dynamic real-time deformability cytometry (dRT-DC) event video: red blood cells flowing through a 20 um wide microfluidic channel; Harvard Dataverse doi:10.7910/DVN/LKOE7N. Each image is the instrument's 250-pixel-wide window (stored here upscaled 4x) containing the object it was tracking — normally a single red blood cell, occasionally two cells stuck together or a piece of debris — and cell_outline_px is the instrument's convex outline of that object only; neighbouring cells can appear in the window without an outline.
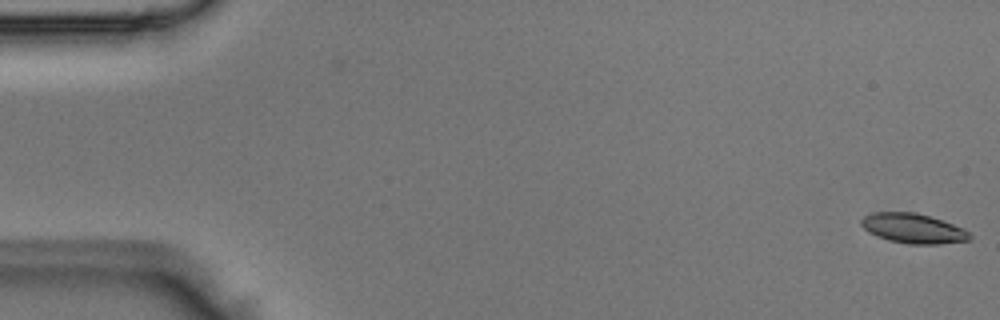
{"species": "Egyptian fruit bat (a non-hibernating species)", "species_latin": "Rousettus aegyptiacus", "temperature_condition": "room temperature", "stored_images_in_passage": 50, "camera_frame_rate_fps": 3000, "um_per_image_px": 0.085, "animal": {"sex": "male"}, "frame": {"image": 1, "passage_image": 1, "time_ms": 0.0, "image_size_px": [1000, 320], "cell_outline_px": [[972, 236], [968, 240], [940, 244], [908, 244], [888, 240], [868, 232], [860, 224], [860, 220], [864, 216], [872, 212], [916, 212], [964, 228]], "centroid_in_image_um": [77.59, 19.41], "position_along_channel_um": 7.4, "area_um2": 18.73}}
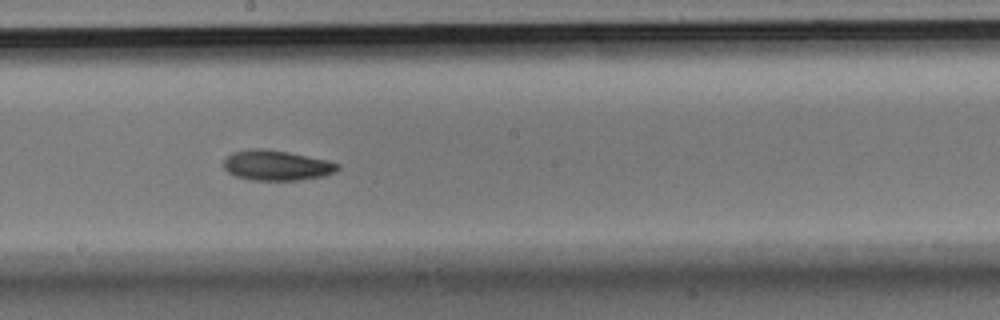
{"frame": {"image": 2, "passage_image": 28, "time_ms": 9.0, "image_size_px": [1000, 320], "cell_outline_px": [[340, 168], [336, 172], [324, 176], [300, 180], [252, 180], [236, 176], [228, 172], [224, 168], [224, 160], [232, 152], [248, 148], [264, 148], [288, 152], [328, 160], [340, 164]], "centroid_in_image_um": [23.53, 14.05], "position_along_channel_um": 224.7, "area_um2": 20.23}}
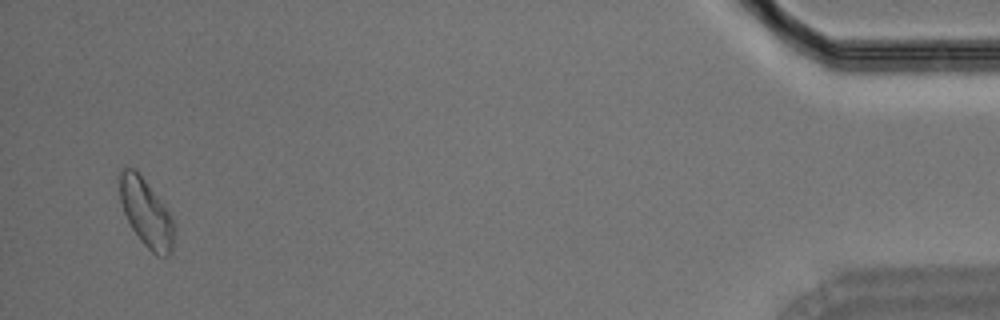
{"frame": {"image": 3, "passage_image": 49, "time_ms": 16.0, "image_size_px": [1000, 320], "cell_outline_px": [[172, 252], [168, 256], [156, 256], [140, 240], [132, 228], [124, 212], [120, 200], [120, 172], [124, 168], [136, 168], [168, 212], [172, 220]], "centroid_in_image_um": [12.39, 18.1], "position_along_channel_um": 422.8, "area_um2": 20.75}}